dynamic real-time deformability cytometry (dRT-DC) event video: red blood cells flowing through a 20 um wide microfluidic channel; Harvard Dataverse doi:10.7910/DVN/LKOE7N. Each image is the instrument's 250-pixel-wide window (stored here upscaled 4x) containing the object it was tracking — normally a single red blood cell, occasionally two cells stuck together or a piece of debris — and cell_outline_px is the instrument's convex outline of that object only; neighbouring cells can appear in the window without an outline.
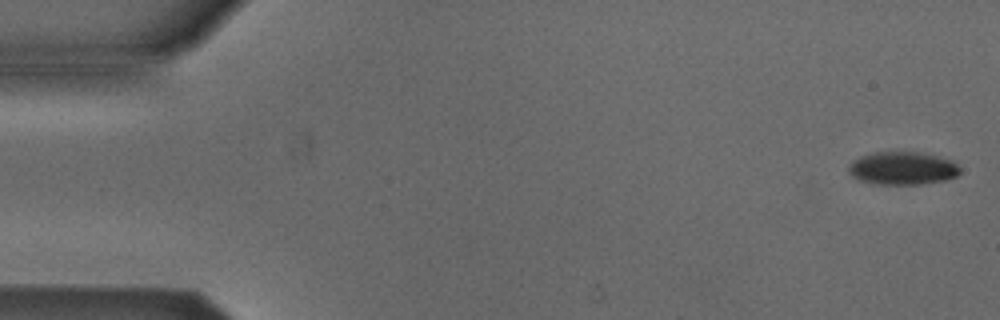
{"species": "Egyptian fruit bat (a non-hibernating species)", "species_latin": "Rousettus aegyptiacus", "temperature_condition": "cold", "stored_images_in_passage": 5, "camera_frame_rate_fps": 3000, "um_per_image_px": 0.085, "animal": {"sex": "male"}, "frame": {"image": 1, "passage_image": 1, "time_ms": 0.0, "image_size_px": [1000, 320], "cell_outline_px": [[960, 172], [956, 176], [944, 180], [920, 184], [876, 184], [860, 180], [852, 176], [848, 172], [848, 164], [852, 160], [860, 156], [872, 152], [916, 152], [940, 156], [952, 160], [960, 168]], "centroid_in_image_um": [76.69, 14.29], "position_along_channel_um": 8.3, "area_um2": 21.5}}
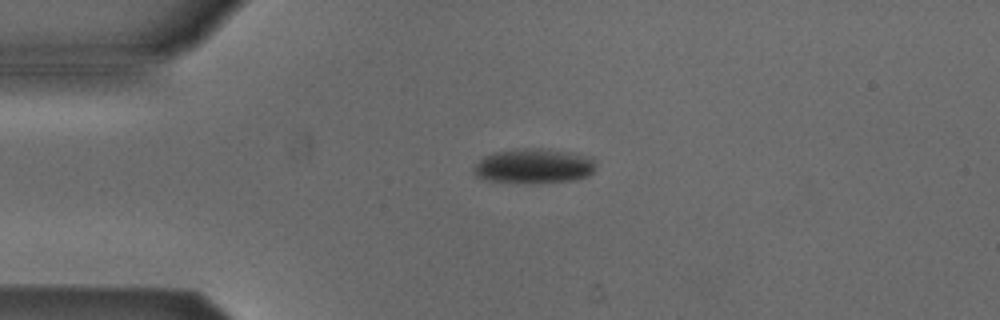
{"frame": {"image": 2, "passage_image": 4, "time_ms": 3.667, "image_size_px": [1000, 320], "cell_outline_px": [[596, 168], [588, 176], [576, 180], [532, 184], [524, 184], [488, 180], [476, 176], [472, 172], [472, 168], [484, 156], [492, 152], [524, 148], [540, 148], [592, 156], [596, 164]], "centroid_in_image_um": [45.38, 14.13], "position_along_channel_um": 39.6, "area_um2": 25.2}}